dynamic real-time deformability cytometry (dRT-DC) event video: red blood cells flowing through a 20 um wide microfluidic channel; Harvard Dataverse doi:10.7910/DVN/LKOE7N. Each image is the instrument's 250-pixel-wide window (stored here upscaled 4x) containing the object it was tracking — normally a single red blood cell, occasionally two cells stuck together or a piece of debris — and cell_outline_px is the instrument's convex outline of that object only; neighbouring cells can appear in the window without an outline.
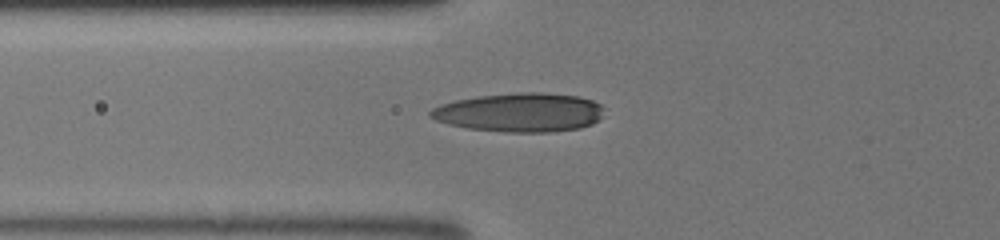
{"species": "human", "species_latin": "Homo sapiens", "temperature_condition": "room temperature", "stored_images_in_passage": 19, "camera_frame_rate_fps": 3000, "um_per_image_px": 0.085, "donor": {"sex": "male"}, "frame": {"image": 1, "passage_image": 14, "time_ms": 4.333, "image_size_px": [1000, 240], "cell_outline_px": [[604, 108], [600, 120], [592, 124], [580, 128], [552, 132], [504, 132], [468, 128], [448, 124], [436, 120], [428, 116], [428, 112], [432, 108], [440, 104], [456, 100], [476, 96], [516, 92], [544, 92], [580, 96], [592, 100], [600, 104]], "centroid_in_image_um": [44.19, 9.55], "position_along_channel_um": 81.6, "area_um2": 39.82}}
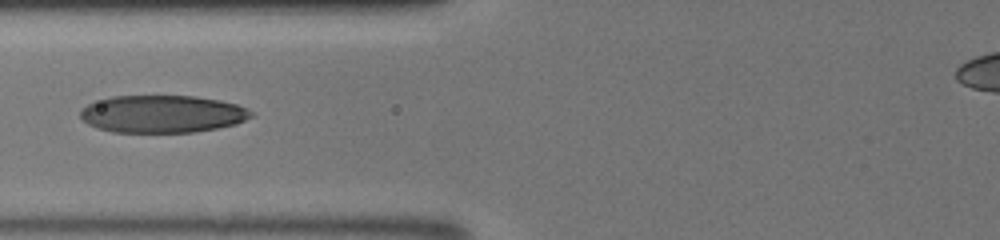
{"frame": {"image": 2, "passage_image": 16, "time_ms": 5.0, "image_size_px": [1000, 240], "cell_outline_px": [[256, 116], [236, 124], [216, 128], [192, 132], [112, 132], [96, 128], [88, 124], [80, 116], [80, 108], [88, 104], [112, 96], [196, 96], [220, 100], [236, 104], [248, 108]], "centroid_in_image_um": [13.82, 9.69], "position_along_channel_um": 112.0, "area_um2": 37.45}}
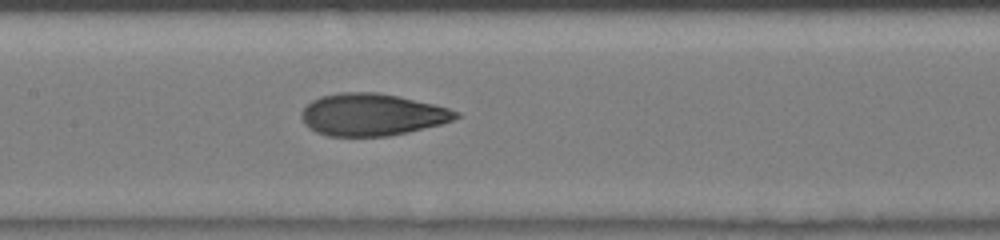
{"frame": {"image": 3, "passage_image": 19, "time_ms": 6.0, "image_size_px": [1000, 240], "cell_outline_px": [[460, 116], [452, 120], [440, 124], [408, 132], [388, 136], [328, 136], [316, 132], [308, 128], [304, 124], [300, 116], [300, 112], [312, 100], [320, 96], [340, 92], [376, 92], [396, 96], [432, 104], [448, 108], [460, 112]], "centroid_in_image_um": [31.57, 9.75], "position_along_channel_um": 175.8, "area_um2": 37.8}}